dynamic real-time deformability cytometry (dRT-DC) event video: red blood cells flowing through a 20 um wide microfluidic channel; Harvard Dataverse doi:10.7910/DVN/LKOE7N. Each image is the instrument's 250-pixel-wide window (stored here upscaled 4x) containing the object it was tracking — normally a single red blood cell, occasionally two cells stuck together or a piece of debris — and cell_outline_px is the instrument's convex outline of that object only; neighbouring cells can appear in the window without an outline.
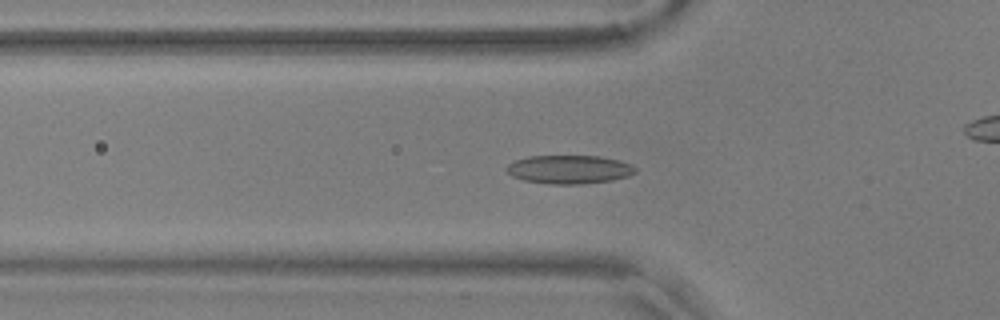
{"species": "common noctule bat (a hibernating species)", "species_latin": "Nyctalus noctula", "temperature_condition": "warm", "stored_images_in_passage": 57, "camera_frame_rate_fps": 3000, "um_per_image_px": 0.085, "animal": {"sex": "male", "body_mass_g": 17.9, "forearm_length_mm": 54.2}, "frame": {"image": 1, "passage_image": 19, "time_ms": 6.0, "image_size_px": [1000, 320], "cell_outline_px": [[636, 172], [628, 176], [612, 180], [580, 184], [548, 184], [524, 180], [512, 176], [504, 168], [508, 164], [516, 160], [528, 156], [600, 156], [620, 160], [632, 164], [636, 168]], "centroid_in_image_um": [48.39, 14.4], "position_along_channel_um": 77.4, "area_um2": 21.5}}
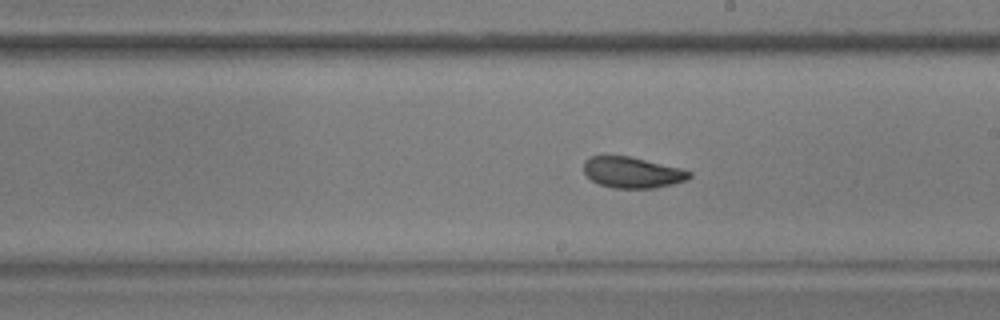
{"frame": {"image": 2, "passage_image": 32, "time_ms": 10.333, "image_size_px": [1000, 320], "cell_outline_px": [[692, 176], [688, 180], [656, 188], [612, 188], [600, 184], [592, 180], [584, 172], [584, 160], [588, 156], [628, 156], [680, 168], [692, 172]], "centroid_in_image_um": [53.75, 14.66], "position_along_channel_um": 235.2, "area_um2": 19.02}}
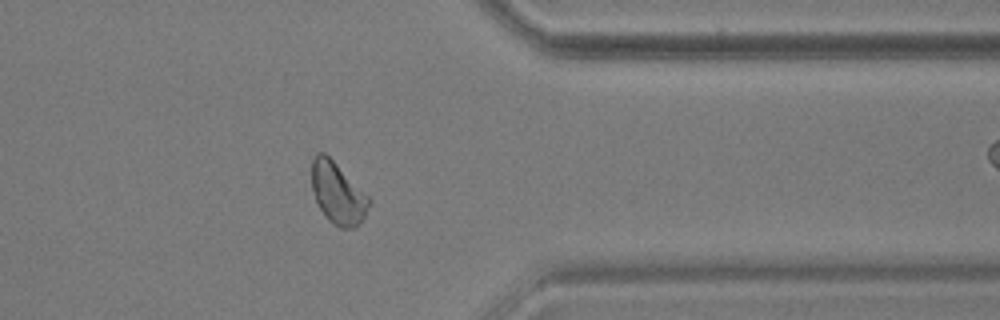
{"frame": {"image": 3, "passage_image": 45, "time_ms": 14.667, "image_size_px": [1000, 320], "cell_outline_px": [[372, 200], [364, 216], [356, 228], [340, 228], [332, 224], [328, 220], [320, 208], [316, 200], [312, 188], [312, 160], [316, 152], [324, 152]], "centroid_in_image_um": [28.7, 16.44], "position_along_channel_um": 382.7, "area_um2": 20.23}, "authors_computed_cell_mechanics": {"area_um2": 20.23, "velocity_mm_per_s": 3.6196, "shape_relaxation_time_tau1_ms": 6.6023, "shape_relaxation_time_tau2_ms": 1.7276, "deformation_change_tau1": 0.1344, "deformation_change_tau2": 0.0648}}